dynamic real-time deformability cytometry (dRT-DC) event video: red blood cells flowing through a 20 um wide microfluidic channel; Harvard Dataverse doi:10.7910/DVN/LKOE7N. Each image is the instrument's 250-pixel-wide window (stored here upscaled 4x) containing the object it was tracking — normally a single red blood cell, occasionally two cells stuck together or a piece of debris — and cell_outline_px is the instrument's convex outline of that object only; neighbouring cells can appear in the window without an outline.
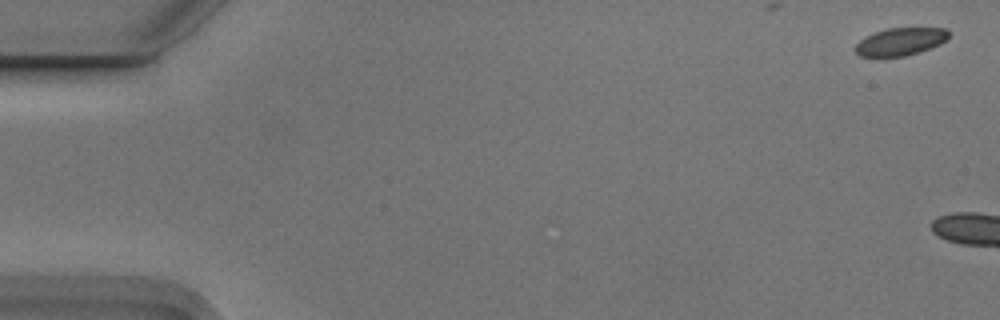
{"species": "Egyptian fruit bat (a non-hibernating species)", "species_latin": "Rousettus aegyptiacus", "temperature_condition": "cold", "stored_images_in_passage": 8, "camera_frame_rate_fps": 3000, "um_per_image_px": 0.085, "animal": {"sex": "male"}, "frame": {"image": 1, "passage_image": 1, "time_ms": 0.0, "image_size_px": [1000, 320], "cell_outline_px": [[948, 40], [940, 44], [920, 52], [904, 56], [880, 60], [860, 56], [856, 52], [856, 44], [860, 40], [876, 32], [888, 28], [948, 28]], "centroid_in_image_um": [76.52, 3.59], "position_along_channel_um": 8.5, "area_um2": 15.49}}
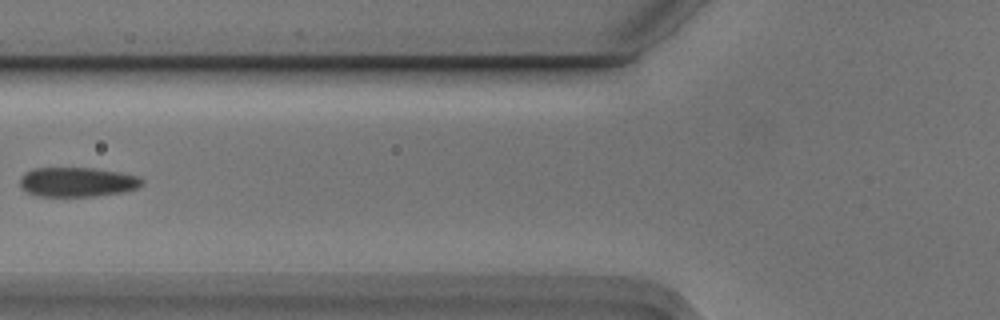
{"frame": {"image": 2, "passage_image": 7, "time_ms": 2.0, "image_size_px": [1000, 320], "cell_outline_px": [[144, 184], [136, 188], [124, 192], [96, 196], [36, 196], [24, 192], [20, 184], [20, 176], [24, 172], [32, 168], [92, 168], [116, 172], [136, 176], [144, 180]], "centroid_in_image_um": [6.51, 15.48], "position_along_channel_um": 119.3, "area_um2": 21.1}}
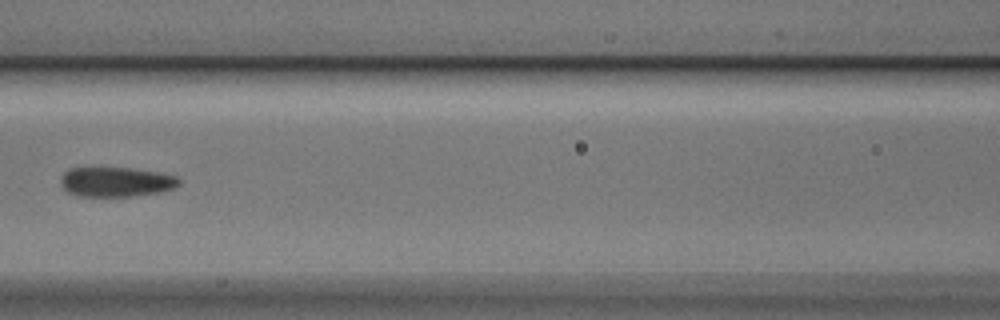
{"frame": {"image": 3, "passage_image": 8, "time_ms": 2.333, "image_size_px": [1000, 320], "cell_outline_px": [[180, 184], [176, 188], [160, 192], [132, 196], [80, 196], [68, 192], [60, 184], [60, 176], [68, 168], [128, 168], [156, 172], [176, 176], [180, 180]], "centroid_in_image_um": [9.85, 15.46], "position_along_channel_um": 156.7, "area_um2": 20.46}}